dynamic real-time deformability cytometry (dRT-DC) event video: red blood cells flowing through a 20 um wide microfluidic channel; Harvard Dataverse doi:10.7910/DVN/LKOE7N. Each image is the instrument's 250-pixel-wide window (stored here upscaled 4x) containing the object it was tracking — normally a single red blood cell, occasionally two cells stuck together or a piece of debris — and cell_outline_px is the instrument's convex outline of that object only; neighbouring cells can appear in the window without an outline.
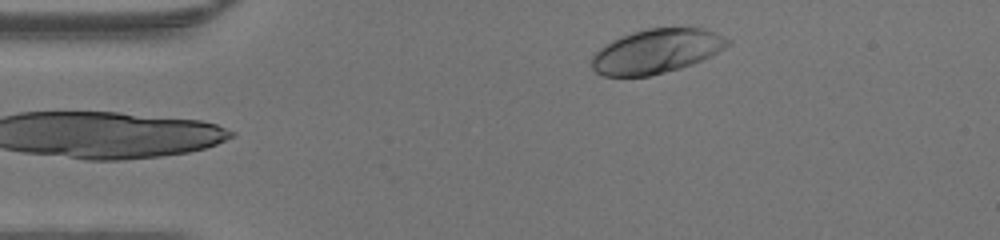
{"species": "human", "species_latin": "Homo sapiens", "temperature_condition": "warm", "stored_images_in_passage": 33, "camera_frame_rate_fps": 3000, "um_per_image_px": 0.085, "donor": {"sex": "male"}, "frame": {"image": 1, "passage_image": 1, "time_ms": 0.0, "image_size_px": [1000, 240], "cell_outline_px": [[732, 44], [712, 56], [692, 64], [680, 68], [648, 76], [604, 76], [596, 72], [588, 64], [592, 56], [604, 44], [620, 36], [632, 32], [648, 28], [704, 28], [716, 32], [732, 40]], "centroid_in_image_um": [55.81, 4.35], "position_along_channel_um": 29.2, "area_um2": 35.43}}
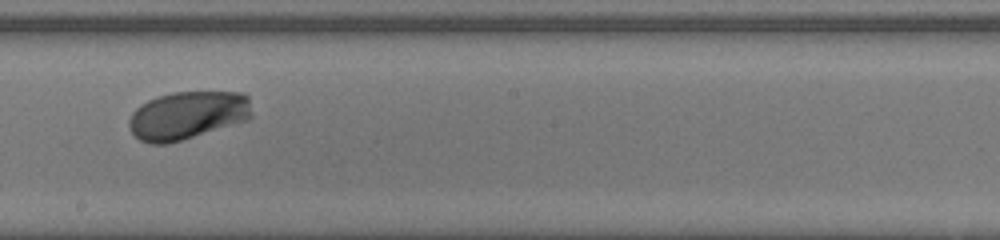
{"frame": {"image": 2, "passage_image": 19, "time_ms": 6.0, "image_size_px": [1000, 240], "cell_outline_px": [[252, 116], [248, 120], [168, 144], [152, 144], [140, 140], [132, 132], [128, 124], [128, 120], [132, 112], [140, 104], [156, 96], [172, 92], [244, 92], [248, 96], [252, 112]], "centroid_in_image_um": [15.94, 9.79], "position_along_channel_um": 232.3, "area_um2": 34.62}}
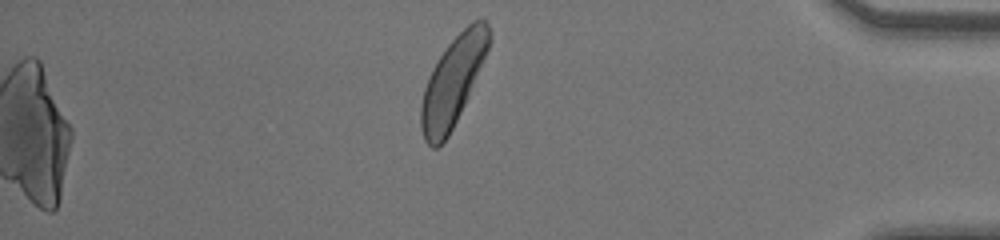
{"frame": {"image": 3, "passage_image": 33, "time_ms": 10.667, "image_size_px": [1000, 240], "cell_outline_px": [[492, 40], [468, 96], [448, 136], [436, 148], [432, 148], [424, 140], [420, 128], [420, 104], [424, 88], [428, 76], [432, 68], [448, 44], [472, 20], [480, 16], [484, 16], [492, 32]], "centroid_in_image_um": [38.5, 6.86], "position_along_channel_um": 396.7, "area_um2": 35.2}}